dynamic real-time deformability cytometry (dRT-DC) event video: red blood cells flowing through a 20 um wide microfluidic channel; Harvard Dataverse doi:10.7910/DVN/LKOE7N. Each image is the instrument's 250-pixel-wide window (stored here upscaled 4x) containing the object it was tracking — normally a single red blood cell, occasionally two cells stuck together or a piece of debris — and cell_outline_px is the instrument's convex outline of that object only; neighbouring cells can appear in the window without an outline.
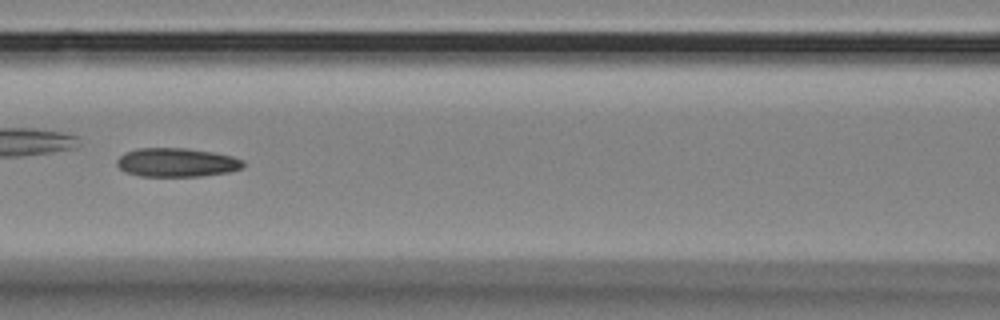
{"species": "Egyptian fruit bat (a non-hibernating species)", "species_latin": "Rousettus aegyptiacus", "temperature_condition": "room temperature", "stored_images_in_passage": 56, "camera_frame_rate_fps": 3000, "um_per_image_px": 0.085, "animal": {"sex": "female"}, "frame": {"image": 1, "passage_image": 24, "time_ms": 7.667, "image_size_px": [1000, 320], "cell_outline_px": [[244, 164], [240, 168], [228, 172], [200, 176], [140, 176], [124, 172], [116, 164], [116, 160], [124, 152], [136, 148], [188, 148], [212, 152], [232, 156], [244, 160]], "centroid_in_image_um": [14.97, 13.8], "position_along_channel_um": 151.6, "area_um2": 21.27}}
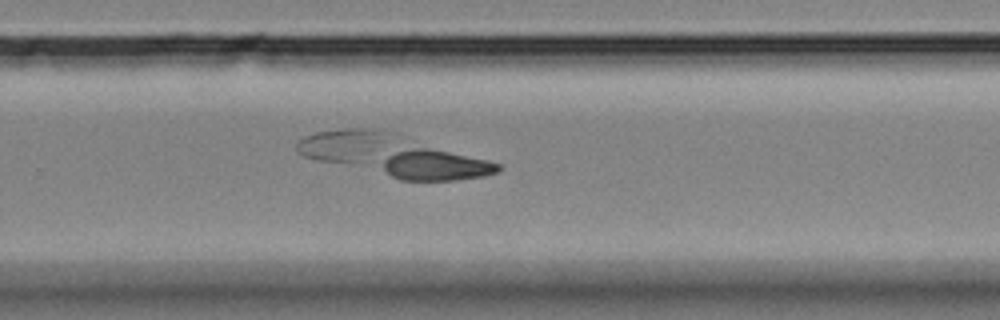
{"frame": {"image": 2, "passage_image": 36, "time_ms": 11.667, "image_size_px": [1000, 320], "cell_outline_px": [[500, 168], [496, 172], [484, 176], [456, 180], [400, 180], [392, 176], [384, 168], [384, 160], [388, 156], [396, 152], [416, 148], [428, 148], [488, 160], [500, 164]], "centroid_in_image_um": [37.11, 14.07], "position_along_channel_um": 292.7, "area_um2": 20.29}}